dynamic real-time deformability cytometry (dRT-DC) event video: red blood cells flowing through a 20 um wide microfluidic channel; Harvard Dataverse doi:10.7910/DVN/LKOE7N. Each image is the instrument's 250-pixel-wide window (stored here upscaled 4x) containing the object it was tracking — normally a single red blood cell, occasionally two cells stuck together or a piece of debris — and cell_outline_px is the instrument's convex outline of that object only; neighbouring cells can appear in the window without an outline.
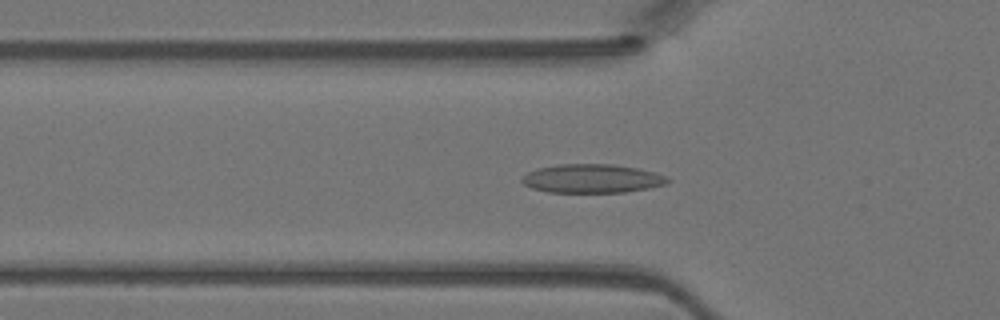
{"species": "Egyptian fruit bat (a non-hibernating species)", "species_latin": "Rousettus aegyptiacus", "temperature_condition": "warm", "stored_images_in_passage": 41, "camera_frame_rate_fps": 3000, "um_per_image_px": 0.085, "animal": {"sex": "female"}, "frame": {"image": 1, "passage_image": 15, "time_ms": 4.667, "image_size_px": [1000, 320], "cell_outline_px": [[672, 180], [668, 184], [648, 188], [624, 192], [548, 192], [532, 188], [524, 184], [520, 180], [528, 172], [536, 168], [556, 164], [612, 164], [640, 168], [668, 176]], "centroid_in_image_um": [50.36, 15.17], "position_along_channel_um": 75.4, "area_um2": 24.62}}
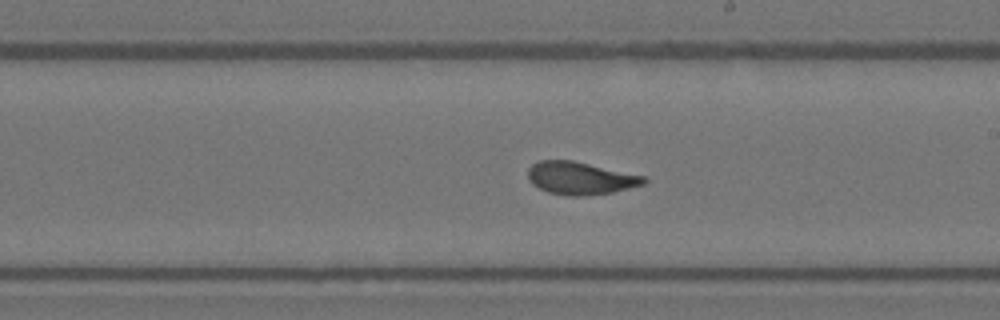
{"frame": {"image": 2, "passage_image": 26, "time_ms": 8.333, "image_size_px": [1000, 320], "cell_outline_px": [[648, 180], [644, 184], [612, 192], [584, 196], [568, 196], [548, 192], [532, 184], [528, 180], [528, 168], [532, 164], [540, 160], [572, 160], [648, 176]], "centroid_in_image_um": [49.35, 15.14], "position_along_channel_um": 239.7, "area_um2": 22.25}}
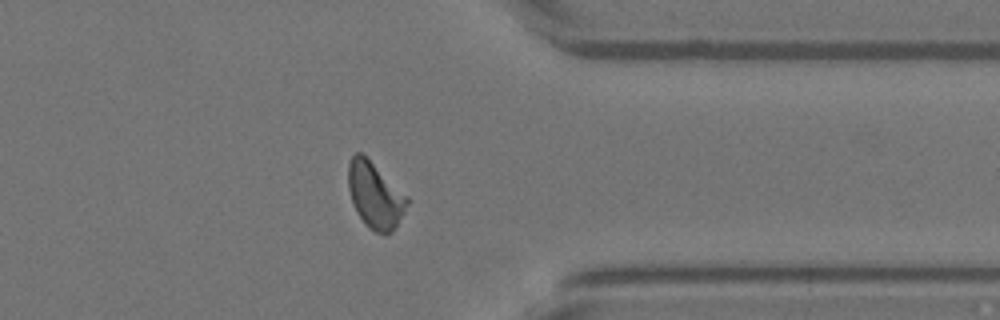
{"frame": {"image": 3, "passage_image": 36, "time_ms": 11.667, "image_size_px": [1000, 320], "cell_outline_px": [[408, 204], [404, 212], [392, 232], [384, 236], [368, 228], [364, 224], [356, 212], [352, 204], [348, 188], [348, 164], [352, 156], [356, 152], [360, 152], [408, 196]], "centroid_in_image_um": [31.86, 16.64], "position_along_channel_um": 379.5, "area_um2": 22.6}}